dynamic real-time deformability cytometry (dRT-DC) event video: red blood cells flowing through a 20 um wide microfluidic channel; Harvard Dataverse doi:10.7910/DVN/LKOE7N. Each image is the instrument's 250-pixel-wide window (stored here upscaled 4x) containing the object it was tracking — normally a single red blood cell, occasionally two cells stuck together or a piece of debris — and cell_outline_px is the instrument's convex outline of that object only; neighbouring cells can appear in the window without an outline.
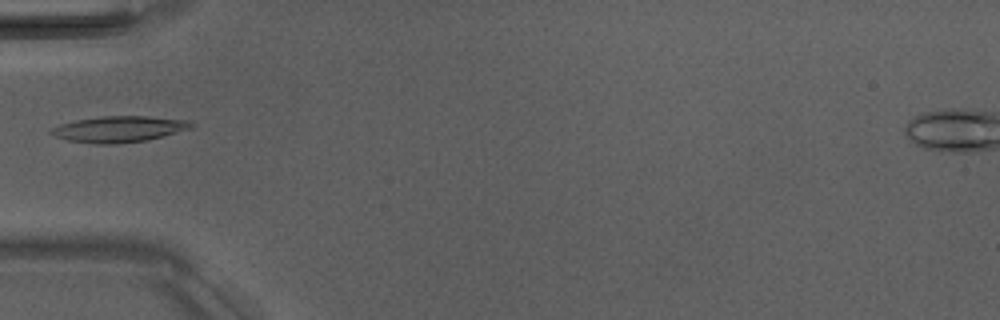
{"species": "Egyptian fruit bat (a non-hibernating species)", "species_latin": "Rousettus aegyptiacus", "temperature_condition": "room temperature", "stored_images_in_passage": 6, "camera_frame_rate_fps": 3000, "um_per_image_px": 0.085, "animal": {"sex": "male"}, "frame": {"image": 1, "passage_image": 5, "time_ms": 4.667, "image_size_px": [1000, 320], "cell_outline_px": [[196, 124], [192, 128], [144, 140], [112, 144], [96, 144], [68, 140], [56, 136], [48, 132], [52, 128], [60, 124], [76, 120], [100, 116], [148, 116], [188, 120]], "centroid_in_image_um": [10.11, 10.96], "position_along_channel_um": 74.9, "area_um2": 21.04}}